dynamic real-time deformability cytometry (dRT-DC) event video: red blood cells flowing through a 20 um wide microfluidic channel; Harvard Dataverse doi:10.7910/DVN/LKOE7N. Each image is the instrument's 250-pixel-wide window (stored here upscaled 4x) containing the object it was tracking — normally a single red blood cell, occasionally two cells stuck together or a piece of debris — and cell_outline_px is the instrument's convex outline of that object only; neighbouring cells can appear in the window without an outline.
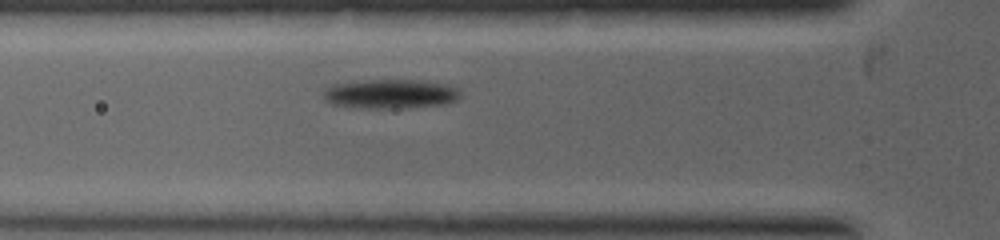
{"species": "common noctule bat (a hibernating species)", "species_latin": "Nyctalus noctula", "temperature_condition": "warm", "stored_images_in_passage": 2, "camera_frame_rate_fps": 5000, "um_per_image_px": 0.085, "animal": {"sex": "female", "body_mass_g": 19.0, "forearm_length_mm": 53.3}, "frame": {"image": 1, "passage_image": 2, "time_ms": 1.0, "image_size_px": [1000, 240], "cell_outline_px": [[460, 96], [456, 100], [448, 104], [404, 108], [356, 108], [332, 104], [324, 100], [324, 88], [332, 84], [368, 80], [420, 80], [448, 84], [456, 88], [460, 92]], "centroid_in_image_um": [33.18, 7.99], "position_along_channel_um": 92.6, "area_um2": 23.64}}